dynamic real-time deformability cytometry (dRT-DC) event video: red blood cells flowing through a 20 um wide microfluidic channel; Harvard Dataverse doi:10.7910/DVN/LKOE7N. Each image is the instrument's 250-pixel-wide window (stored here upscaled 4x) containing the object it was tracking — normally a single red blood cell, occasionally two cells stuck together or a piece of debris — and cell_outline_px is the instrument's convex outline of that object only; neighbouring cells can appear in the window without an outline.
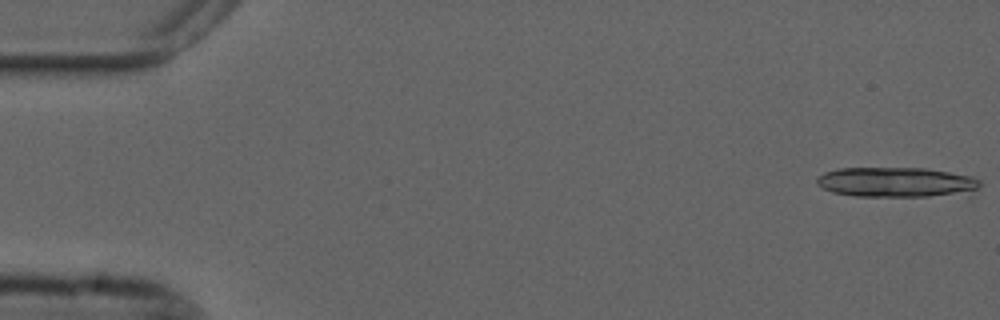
{"species": "common noctule bat (a hibernating species)", "species_latin": "Nyctalus noctula", "temperature_condition": "cold", "stored_images_in_passage": 4, "camera_frame_rate_fps": 3000, "um_per_image_px": 0.085, "animal": {"sex": "male", "forearm_length_mm": 52.5}, "frame": {"image": 1, "passage_image": 1, "time_ms": 0.0, "image_size_px": [1000, 320], "cell_outline_px": [[980, 184], [968, 196], [856, 196], [832, 192], [816, 184], [816, 180], [824, 172], [836, 168], [924, 168], [972, 176], [980, 180]], "centroid_in_image_um": [76.25, 15.5], "position_along_channel_um": 8.8, "area_um2": 28.78}}